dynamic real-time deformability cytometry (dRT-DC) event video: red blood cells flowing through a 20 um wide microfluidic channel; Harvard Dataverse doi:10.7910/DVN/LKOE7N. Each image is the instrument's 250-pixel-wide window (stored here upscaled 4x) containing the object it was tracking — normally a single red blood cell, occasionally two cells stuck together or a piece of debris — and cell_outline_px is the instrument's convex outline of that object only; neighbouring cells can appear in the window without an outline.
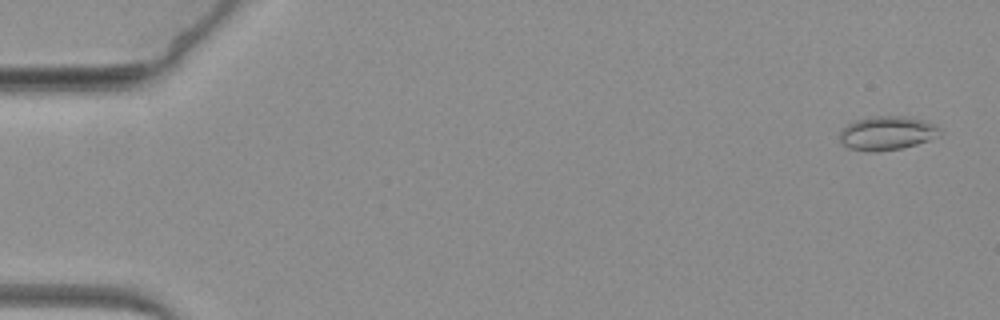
{"species": "common noctule bat (a hibernating species)", "species_latin": "Nyctalus noctula", "temperature_condition": "warm", "stored_images_in_passage": 65, "camera_frame_rate_fps": 3000, "um_per_image_px": 0.085, "animal": {"sex": "female", "body_mass_g": 19.3, "forearm_length_mm": 54.1}, "frame": {"image": 1, "passage_image": 3, "time_ms": 0.667, "image_size_px": [1000, 320], "cell_outline_px": [[940, 136], [916, 144], [900, 148], [880, 152], [872, 152], [848, 148], [840, 140], [840, 132], [852, 120], [876, 116], [904, 116], [920, 120], [932, 124], [940, 128]], "centroid_in_image_um": [75.37, 11.32], "position_along_channel_um": 9.6, "area_um2": 19.59}}
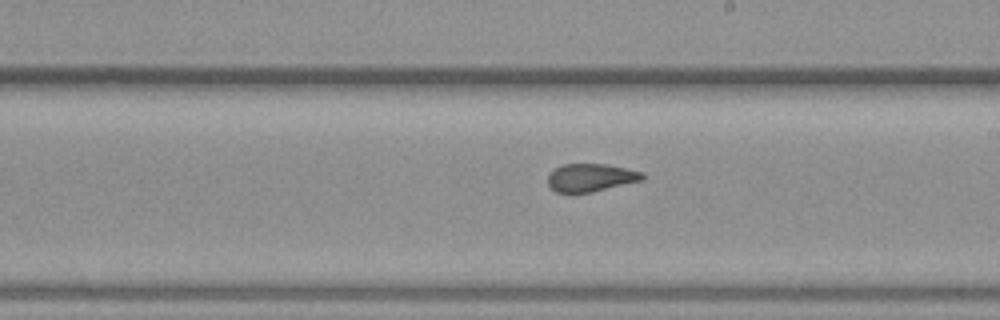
{"frame": {"image": 2, "passage_image": 38, "time_ms": 12.333, "image_size_px": [1000, 320], "cell_outline_px": [[644, 180], [592, 192], [556, 192], [548, 184], [548, 176], [556, 168], [564, 164], [608, 164], [644, 172]], "centroid_in_image_um": [50.27, 15.09], "position_along_channel_um": 238.7, "area_um2": 15.32}}
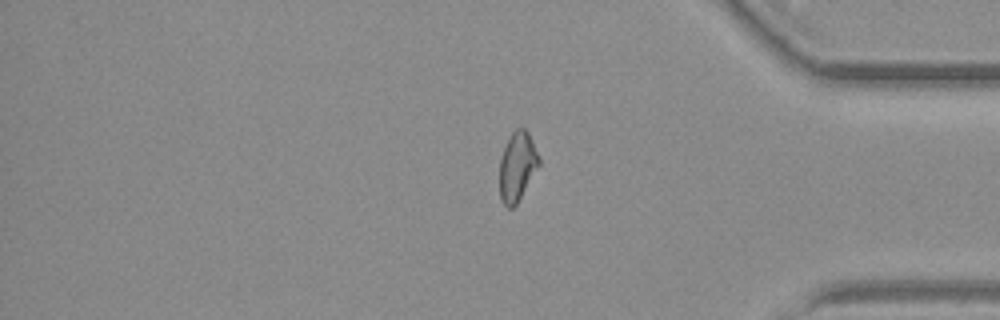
{"frame": {"image": 3, "passage_image": 54, "time_ms": 17.667, "image_size_px": [1000, 320], "cell_outline_px": [[540, 164], [516, 204], [512, 208], [508, 208], [500, 200], [500, 160], [508, 136], [516, 128], [524, 128], [528, 132], [540, 156]], "centroid_in_image_um": [43.97, 14.12], "position_along_channel_um": 391.2, "area_um2": 15.84}}